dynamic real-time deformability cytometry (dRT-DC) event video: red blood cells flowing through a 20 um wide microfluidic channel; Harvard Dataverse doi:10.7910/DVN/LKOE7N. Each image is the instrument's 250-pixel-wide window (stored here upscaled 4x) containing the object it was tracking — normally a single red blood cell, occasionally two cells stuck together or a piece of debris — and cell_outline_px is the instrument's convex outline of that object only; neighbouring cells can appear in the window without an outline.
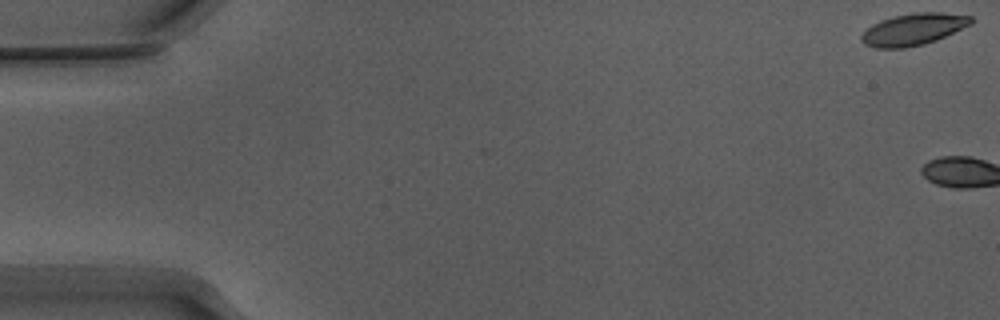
{"species": "Egyptian fruit bat (a non-hibernating species)", "species_latin": "Rousettus aegyptiacus", "temperature_condition": "warm", "stored_images_in_passage": 3, "camera_frame_rate_fps": 3000, "um_per_image_px": 0.085, "animal": {"sex": "male"}, "frame": {"image": 1, "passage_image": 1, "time_ms": 0.0, "image_size_px": [1000, 320], "cell_outline_px": [[972, 24], [936, 40], [924, 44], [904, 48], [876, 48], [864, 44], [860, 40], [860, 36], [872, 24], [880, 20], [892, 16], [916, 12], [944, 12], [972, 16]], "centroid_in_image_um": [77.63, 2.48], "position_along_channel_um": 7.4, "area_um2": 20.4}}